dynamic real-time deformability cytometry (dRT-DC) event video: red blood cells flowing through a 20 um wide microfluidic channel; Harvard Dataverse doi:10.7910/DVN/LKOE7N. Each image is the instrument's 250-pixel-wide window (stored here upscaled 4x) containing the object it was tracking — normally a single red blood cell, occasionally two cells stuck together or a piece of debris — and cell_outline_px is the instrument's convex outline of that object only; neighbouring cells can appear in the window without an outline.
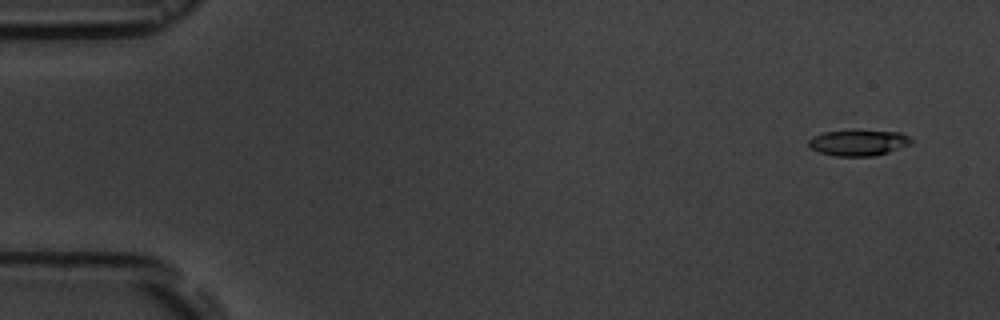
{"species": "common noctule bat (a hibernating species)", "species_latin": "Nyctalus noctula", "temperature_condition": "room temperature", "stored_images_in_passage": 7, "camera_frame_rate_fps": 3000, "um_per_image_px": 0.085, "animal": {"sex": "male", "body_mass_g": 19.5, "forearm_length_mm": 54.6}, "frame": {"image": 1, "passage_image": 2, "time_ms": 1.0, "image_size_px": [1000, 320], "cell_outline_px": [[912, 144], [888, 152], [872, 156], [836, 156], [820, 152], [812, 148], [808, 144], [808, 140], [812, 136], [824, 132], [852, 128], [900, 132], [908, 136], [912, 140]], "centroid_in_image_um": [72.97, 12.09], "position_along_channel_um": 12.0, "area_um2": 16.01}}
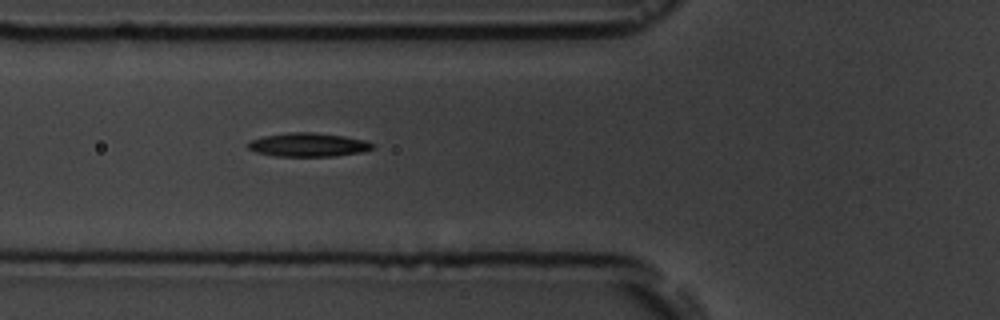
{"frame": {"image": 2, "passage_image": 7, "time_ms": 6.667, "image_size_px": [1000, 320], "cell_outline_px": [[376, 144], [372, 148], [364, 152], [332, 156], [276, 156], [256, 152], [248, 148], [248, 144], [252, 140], [264, 136], [288, 132], [312, 132], [344, 136], [364, 140]], "centroid_in_image_um": [26.23, 12.3], "position_along_channel_um": 99.6, "area_um2": 17.11}}